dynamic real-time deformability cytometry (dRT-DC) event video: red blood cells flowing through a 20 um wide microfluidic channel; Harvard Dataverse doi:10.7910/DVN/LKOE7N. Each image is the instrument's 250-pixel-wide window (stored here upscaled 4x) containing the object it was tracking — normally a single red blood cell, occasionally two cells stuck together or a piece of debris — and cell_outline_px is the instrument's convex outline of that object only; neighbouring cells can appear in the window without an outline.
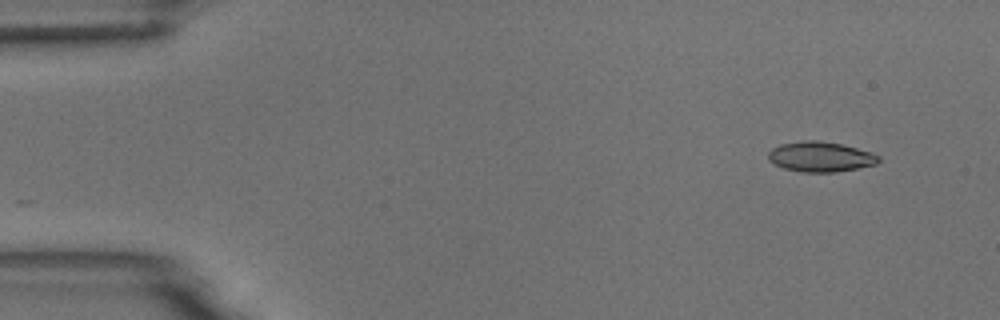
{"species": "common noctule bat (a hibernating species)", "species_latin": "Nyctalus noctula", "temperature_condition": "room temperature", "stored_images_in_passage": 5, "segment_of_instrument_passage": [1, 2], "camera_frame_rate_fps": 3000, "um_per_image_px": 0.085, "animal": {"sex": "male", "body_mass_g": 18.8}, "frame": {"image": 1, "passage_image": 1, "time_ms": 0.0, "image_size_px": [1000, 320], "cell_outline_px": [[880, 160], [876, 164], [836, 172], [800, 172], [784, 168], [768, 160], [768, 152], [772, 148], [780, 144], [804, 140], [816, 140], [840, 144], [872, 152], [880, 156]], "centroid_in_image_um": [69.73, 13.32], "position_along_channel_um": 15.3, "area_um2": 19.31}}
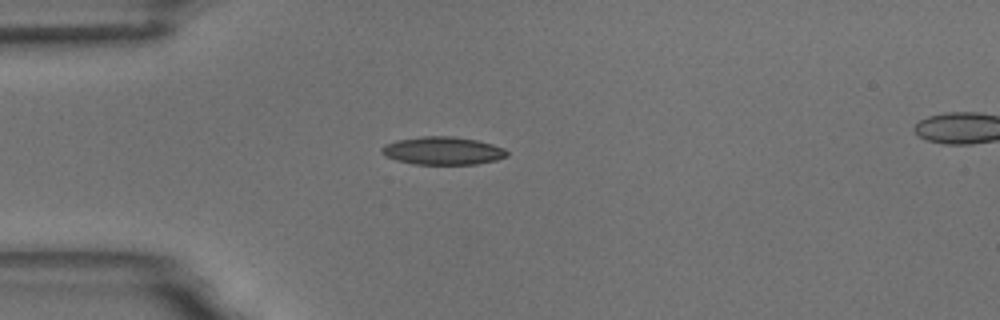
{"frame": {"image": 2, "passage_image": 4, "time_ms": 3.333, "image_size_px": [1000, 320], "cell_outline_px": [[508, 156], [496, 160], [476, 164], [416, 164], [396, 160], [384, 156], [380, 152], [380, 148], [384, 144], [396, 140], [424, 136], [452, 136], [476, 140], [492, 144], [504, 148], [508, 152]], "centroid_in_image_um": [37.61, 12.81], "position_along_channel_um": 47.4, "area_um2": 20.46}}